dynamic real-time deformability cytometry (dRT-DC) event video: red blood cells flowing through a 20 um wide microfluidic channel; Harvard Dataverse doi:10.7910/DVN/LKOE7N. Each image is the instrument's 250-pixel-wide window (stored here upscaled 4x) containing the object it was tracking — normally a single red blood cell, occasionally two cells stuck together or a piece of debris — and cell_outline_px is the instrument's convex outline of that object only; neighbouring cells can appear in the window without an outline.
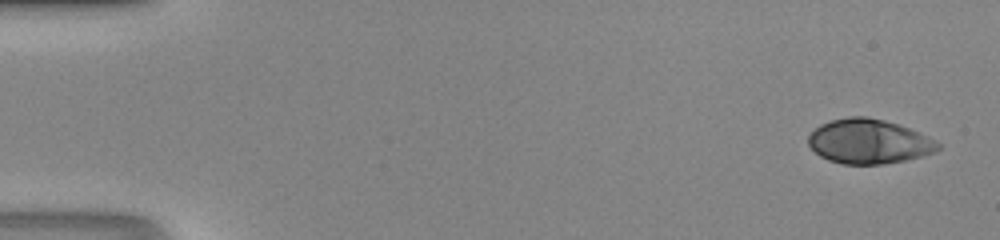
{"species": "human", "species_latin": "Homo sapiens", "temperature_condition": "room temperature", "stored_images_in_passage": 46, "camera_frame_rate_fps": 3000, "um_per_image_px": 0.085, "donor": {"sex": "male"}, "frame": {"image": 1, "passage_image": 1, "time_ms": 0.0, "image_size_px": [1000, 240], "cell_outline_px": [[940, 148], [936, 152], [904, 160], [884, 164], [844, 164], [828, 160], [820, 156], [808, 144], [808, 136], [820, 124], [832, 120], [848, 116], [868, 116], [884, 120], [908, 128], [940, 144]], "centroid_in_image_um": [73.8, 12.02], "position_along_channel_um": 11.2, "area_um2": 33.23}}
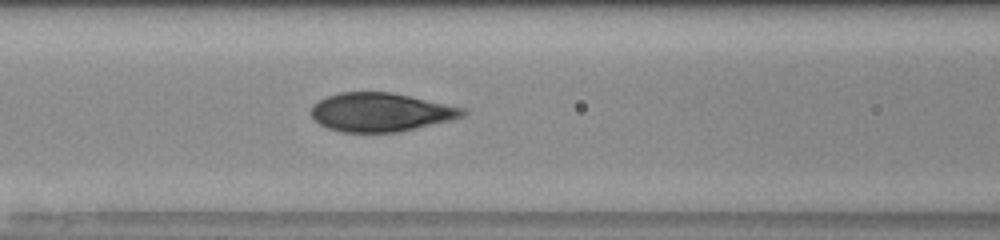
{"frame": {"image": 2, "passage_image": 20, "time_ms": 6.333, "image_size_px": [1000, 240], "cell_outline_px": [[468, 112], [464, 116], [452, 120], [416, 128], [396, 132], [340, 132], [328, 128], [320, 124], [312, 116], [312, 104], [328, 96], [340, 92], [392, 92], [468, 108]], "centroid_in_image_um": [32.41, 9.53], "position_along_channel_um": 134.2, "area_um2": 34.28}}
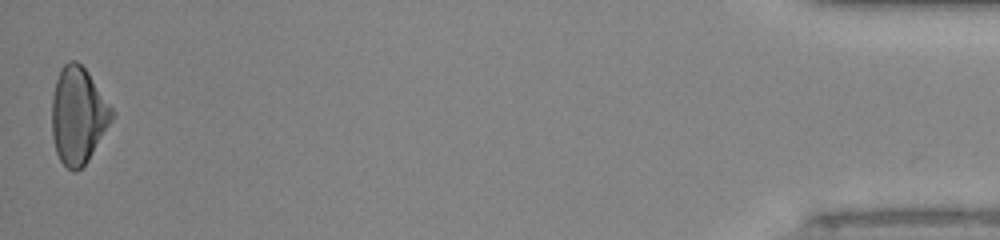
{"frame": {"image": 3, "passage_image": 46, "time_ms": 15.0, "image_size_px": [1000, 240], "cell_outline_px": [[116, 116], [88, 160], [76, 172], [72, 172], [60, 160], [56, 152], [52, 136], [52, 96], [56, 80], [60, 68], [68, 60], [76, 60], [88, 72], [112, 108]], "centroid_in_image_um": [6.64, 9.81], "position_along_channel_um": 428.6, "area_um2": 33.93}}